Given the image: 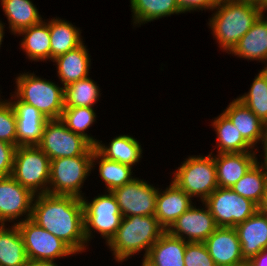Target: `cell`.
Listing matches in <instances>:
<instances>
[{
	"label": "cell",
	"mask_w": 267,
	"mask_h": 266,
	"mask_svg": "<svg viewBox=\"0 0 267 266\" xmlns=\"http://www.w3.org/2000/svg\"><path fill=\"white\" fill-rule=\"evenodd\" d=\"M165 232L155 216L132 215L123 217L116 234L106 245L112 251L113 259L122 263L142 250L145 251L143 257H146Z\"/></svg>",
	"instance_id": "cell-3"
},
{
	"label": "cell",
	"mask_w": 267,
	"mask_h": 266,
	"mask_svg": "<svg viewBox=\"0 0 267 266\" xmlns=\"http://www.w3.org/2000/svg\"><path fill=\"white\" fill-rule=\"evenodd\" d=\"M46 20L20 30L17 34L22 36L20 49H22L26 58L30 61H48L51 60V39L49 25Z\"/></svg>",
	"instance_id": "cell-23"
},
{
	"label": "cell",
	"mask_w": 267,
	"mask_h": 266,
	"mask_svg": "<svg viewBox=\"0 0 267 266\" xmlns=\"http://www.w3.org/2000/svg\"><path fill=\"white\" fill-rule=\"evenodd\" d=\"M261 147L260 149L264 150L263 151V154L262 155H259V156H263L264 159L263 161L264 162H260V161H257L258 163H261V165L267 170V127L265 129V132H264V136L262 138V141H261Z\"/></svg>",
	"instance_id": "cell-41"
},
{
	"label": "cell",
	"mask_w": 267,
	"mask_h": 266,
	"mask_svg": "<svg viewBox=\"0 0 267 266\" xmlns=\"http://www.w3.org/2000/svg\"><path fill=\"white\" fill-rule=\"evenodd\" d=\"M25 266H58L54 261L28 260Z\"/></svg>",
	"instance_id": "cell-42"
},
{
	"label": "cell",
	"mask_w": 267,
	"mask_h": 266,
	"mask_svg": "<svg viewBox=\"0 0 267 266\" xmlns=\"http://www.w3.org/2000/svg\"><path fill=\"white\" fill-rule=\"evenodd\" d=\"M97 164H99V175L105 183L107 192H112L134 179L132 167L103 157L94 147L92 169H95Z\"/></svg>",
	"instance_id": "cell-31"
},
{
	"label": "cell",
	"mask_w": 267,
	"mask_h": 266,
	"mask_svg": "<svg viewBox=\"0 0 267 266\" xmlns=\"http://www.w3.org/2000/svg\"><path fill=\"white\" fill-rule=\"evenodd\" d=\"M95 112L91 107H64L60 120L72 132L81 135L95 146L98 140L85 132L97 120Z\"/></svg>",
	"instance_id": "cell-34"
},
{
	"label": "cell",
	"mask_w": 267,
	"mask_h": 266,
	"mask_svg": "<svg viewBox=\"0 0 267 266\" xmlns=\"http://www.w3.org/2000/svg\"><path fill=\"white\" fill-rule=\"evenodd\" d=\"M262 70H263V71L266 73V75H267V66H264Z\"/></svg>",
	"instance_id": "cell-48"
},
{
	"label": "cell",
	"mask_w": 267,
	"mask_h": 266,
	"mask_svg": "<svg viewBox=\"0 0 267 266\" xmlns=\"http://www.w3.org/2000/svg\"><path fill=\"white\" fill-rule=\"evenodd\" d=\"M247 93L237 97L264 124L267 125V75L261 70L255 76Z\"/></svg>",
	"instance_id": "cell-35"
},
{
	"label": "cell",
	"mask_w": 267,
	"mask_h": 266,
	"mask_svg": "<svg viewBox=\"0 0 267 266\" xmlns=\"http://www.w3.org/2000/svg\"><path fill=\"white\" fill-rule=\"evenodd\" d=\"M187 243L166 231L150 248L146 258L155 266H185L184 255Z\"/></svg>",
	"instance_id": "cell-25"
},
{
	"label": "cell",
	"mask_w": 267,
	"mask_h": 266,
	"mask_svg": "<svg viewBox=\"0 0 267 266\" xmlns=\"http://www.w3.org/2000/svg\"><path fill=\"white\" fill-rule=\"evenodd\" d=\"M212 153L213 150L206 156H188L173 172L171 180L191 198L200 197L201 202L219 187Z\"/></svg>",
	"instance_id": "cell-5"
},
{
	"label": "cell",
	"mask_w": 267,
	"mask_h": 266,
	"mask_svg": "<svg viewBox=\"0 0 267 266\" xmlns=\"http://www.w3.org/2000/svg\"><path fill=\"white\" fill-rule=\"evenodd\" d=\"M130 5L134 27L182 13L176 0H130Z\"/></svg>",
	"instance_id": "cell-30"
},
{
	"label": "cell",
	"mask_w": 267,
	"mask_h": 266,
	"mask_svg": "<svg viewBox=\"0 0 267 266\" xmlns=\"http://www.w3.org/2000/svg\"><path fill=\"white\" fill-rule=\"evenodd\" d=\"M185 266H216L204 243L188 242L184 255Z\"/></svg>",
	"instance_id": "cell-37"
},
{
	"label": "cell",
	"mask_w": 267,
	"mask_h": 266,
	"mask_svg": "<svg viewBox=\"0 0 267 266\" xmlns=\"http://www.w3.org/2000/svg\"><path fill=\"white\" fill-rule=\"evenodd\" d=\"M30 219L63 240L77 254L87 249L81 198L48 193L35 195Z\"/></svg>",
	"instance_id": "cell-1"
},
{
	"label": "cell",
	"mask_w": 267,
	"mask_h": 266,
	"mask_svg": "<svg viewBox=\"0 0 267 266\" xmlns=\"http://www.w3.org/2000/svg\"><path fill=\"white\" fill-rule=\"evenodd\" d=\"M50 162L38 146H18L11 176L34 195L46 194L49 187Z\"/></svg>",
	"instance_id": "cell-7"
},
{
	"label": "cell",
	"mask_w": 267,
	"mask_h": 266,
	"mask_svg": "<svg viewBox=\"0 0 267 266\" xmlns=\"http://www.w3.org/2000/svg\"><path fill=\"white\" fill-rule=\"evenodd\" d=\"M158 188L135 177L131 182L112 191L123 217L155 216Z\"/></svg>",
	"instance_id": "cell-12"
},
{
	"label": "cell",
	"mask_w": 267,
	"mask_h": 266,
	"mask_svg": "<svg viewBox=\"0 0 267 266\" xmlns=\"http://www.w3.org/2000/svg\"><path fill=\"white\" fill-rule=\"evenodd\" d=\"M8 99L16 116L18 146H37L48 119L34 106L20 101L14 94Z\"/></svg>",
	"instance_id": "cell-16"
},
{
	"label": "cell",
	"mask_w": 267,
	"mask_h": 266,
	"mask_svg": "<svg viewBox=\"0 0 267 266\" xmlns=\"http://www.w3.org/2000/svg\"><path fill=\"white\" fill-rule=\"evenodd\" d=\"M92 156L61 157L50 162L48 194L84 197L81 188L92 171Z\"/></svg>",
	"instance_id": "cell-6"
},
{
	"label": "cell",
	"mask_w": 267,
	"mask_h": 266,
	"mask_svg": "<svg viewBox=\"0 0 267 266\" xmlns=\"http://www.w3.org/2000/svg\"><path fill=\"white\" fill-rule=\"evenodd\" d=\"M0 141L17 147L15 111L7 99L0 101Z\"/></svg>",
	"instance_id": "cell-36"
},
{
	"label": "cell",
	"mask_w": 267,
	"mask_h": 266,
	"mask_svg": "<svg viewBox=\"0 0 267 266\" xmlns=\"http://www.w3.org/2000/svg\"><path fill=\"white\" fill-rule=\"evenodd\" d=\"M47 24L51 39V61L84 42L81 30L67 20L53 17L49 21L47 19Z\"/></svg>",
	"instance_id": "cell-26"
},
{
	"label": "cell",
	"mask_w": 267,
	"mask_h": 266,
	"mask_svg": "<svg viewBox=\"0 0 267 266\" xmlns=\"http://www.w3.org/2000/svg\"><path fill=\"white\" fill-rule=\"evenodd\" d=\"M84 44L82 43L52 60L53 63H56L54 65L57 68V76L63 87L89 76L91 56Z\"/></svg>",
	"instance_id": "cell-22"
},
{
	"label": "cell",
	"mask_w": 267,
	"mask_h": 266,
	"mask_svg": "<svg viewBox=\"0 0 267 266\" xmlns=\"http://www.w3.org/2000/svg\"><path fill=\"white\" fill-rule=\"evenodd\" d=\"M92 198V201L82 197L84 209V235L87 241L93 238V232L100 234L107 244L116 234L123 215L114 194L111 191L104 192ZM94 230V231H93ZM93 231V232H92Z\"/></svg>",
	"instance_id": "cell-8"
},
{
	"label": "cell",
	"mask_w": 267,
	"mask_h": 266,
	"mask_svg": "<svg viewBox=\"0 0 267 266\" xmlns=\"http://www.w3.org/2000/svg\"><path fill=\"white\" fill-rule=\"evenodd\" d=\"M264 10H265V12L267 11V0H265V2H264Z\"/></svg>",
	"instance_id": "cell-47"
},
{
	"label": "cell",
	"mask_w": 267,
	"mask_h": 266,
	"mask_svg": "<svg viewBox=\"0 0 267 266\" xmlns=\"http://www.w3.org/2000/svg\"><path fill=\"white\" fill-rule=\"evenodd\" d=\"M213 11L208 25L219 48L226 53H229L258 18L266 13L264 7L256 3L236 0H220Z\"/></svg>",
	"instance_id": "cell-2"
},
{
	"label": "cell",
	"mask_w": 267,
	"mask_h": 266,
	"mask_svg": "<svg viewBox=\"0 0 267 266\" xmlns=\"http://www.w3.org/2000/svg\"><path fill=\"white\" fill-rule=\"evenodd\" d=\"M27 261L24 241L17 225H0V266H25Z\"/></svg>",
	"instance_id": "cell-29"
},
{
	"label": "cell",
	"mask_w": 267,
	"mask_h": 266,
	"mask_svg": "<svg viewBox=\"0 0 267 266\" xmlns=\"http://www.w3.org/2000/svg\"><path fill=\"white\" fill-rule=\"evenodd\" d=\"M217 136V153H243L254 148L243 138L231 120L222 112L211 122Z\"/></svg>",
	"instance_id": "cell-27"
},
{
	"label": "cell",
	"mask_w": 267,
	"mask_h": 266,
	"mask_svg": "<svg viewBox=\"0 0 267 266\" xmlns=\"http://www.w3.org/2000/svg\"><path fill=\"white\" fill-rule=\"evenodd\" d=\"M34 197L29 189L21 186L12 176L0 177V225H7L6 222L16 225L30 219Z\"/></svg>",
	"instance_id": "cell-13"
},
{
	"label": "cell",
	"mask_w": 267,
	"mask_h": 266,
	"mask_svg": "<svg viewBox=\"0 0 267 266\" xmlns=\"http://www.w3.org/2000/svg\"><path fill=\"white\" fill-rule=\"evenodd\" d=\"M266 182L267 170L256 162L231 189L259 206L264 197Z\"/></svg>",
	"instance_id": "cell-33"
},
{
	"label": "cell",
	"mask_w": 267,
	"mask_h": 266,
	"mask_svg": "<svg viewBox=\"0 0 267 266\" xmlns=\"http://www.w3.org/2000/svg\"><path fill=\"white\" fill-rule=\"evenodd\" d=\"M16 225L23 238L28 260L55 261L77 254L63 240L38 226L31 219Z\"/></svg>",
	"instance_id": "cell-11"
},
{
	"label": "cell",
	"mask_w": 267,
	"mask_h": 266,
	"mask_svg": "<svg viewBox=\"0 0 267 266\" xmlns=\"http://www.w3.org/2000/svg\"><path fill=\"white\" fill-rule=\"evenodd\" d=\"M220 0H176L179 9L182 13L198 11V10H210L216 7Z\"/></svg>",
	"instance_id": "cell-39"
},
{
	"label": "cell",
	"mask_w": 267,
	"mask_h": 266,
	"mask_svg": "<svg viewBox=\"0 0 267 266\" xmlns=\"http://www.w3.org/2000/svg\"><path fill=\"white\" fill-rule=\"evenodd\" d=\"M245 266H267V248L248 259Z\"/></svg>",
	"instance_id": "cell-40"
},
{
	"label": "cell",
	"mask_w": 267,
	"mask_h": 266,
	"mask_svg": "<svg viewBox=\"0 0 267 266\" xmlns=\"http://www.w3.org/2000/svg\"><path fill=\"white\" fill-rule=\"evenodd\" d=\"M236 1L252 2V3H256L262 7L264 6V2H265V0H236Z\"/></svg>",
	"instance_id": "cell-45"
},
{
	"label": "cell",
	"mask_w": 267,
	"mask_h": 266,
	"mask_svg": "<svg viewBox=\"0 0 267 266\" xmlns=\"http://www.w3.org/2000/svg\"><path fill=\"white\" fill-rule=\"evenodd\" d=\"M14 95L22 102L34 106L48 120L60 119L64 104V87L35 73H20L15 78Z\"/></svg>",
	"instance_id": "cell-4"
},
{
	"label": "cell",
	"mask_w": 267,
	"mask_h": 266,
	"mask_svg": "<svg viewBox=\"0 0 267 266\" xmlns=\"http://www.w3.org/2000/svg\"><path fill=\"white\" fill-rule=\"evenodd\" d=\"M100 90L97 83L89 76L73 82L64 87L65 107L93 108L101 96Z\"/></svg>",
	"instance_id": "cell-32"
},
{
	"label": "cell",
	"mask_w": 267,
	"mask_h": 266,
	"mask_svg": "<svg viewBox=\"0 0 267 266\" xmlns=\"http://www.w3.org/2000/svg\"><path fill=\"white\" fill-rule=\"evenodd\" d=\"M263 13L228 54L267 66V16ZM266 16V17H265Z\"/></svg>",
	"instance_id": "cell-21"
},
{
	"label": "cell",
	"mask_w": 267,
	"mask_h": 266,
	"mask_svg": "<svg viewBox=\"0 0 267 266\" xmlns=\"http://www.w3.org/2000/svg\"><path fill=\"white\" fill-rule=\"evenodd\" d=\"M5 23H3L0 19V47L2 45L3 37H4Z\"/></svg>",
	"instance_id": "cell-44"
},
{
	"label": "cell",
	"mask_w": 267,
	"mask_h": 266,
	"mask_svg": "<svg viewBox=\"0 0 267 266\" xmlns=\"http://www.w3.org/2000/svg\"><path fill=\"white\" fill-rule=\"evenodd\" d=\"M7 18L9 29L15 36L20 30L31 27L43 20L31 0H0Z\"/></svg>",
	"instance_id": "cell-28"
},
{
	"label": "cell",
	"mask_w": 267,
	"mask_h": 266,
	"mask_svg": "<svg viewBox=\"0 0 267 266\" xmlns=\"http://www.w3.org/2000/svg\"><path fill=\"white\" fill-rule=\"evenodd\" d=\"M50 160L61 157L93 155L94 146L68 129L60 119L48 120L37 145Z\"/></svg>",
	"instance_id": "cell-9"
},
{
	"label": "cell",
	"mask_w": 267,
	"mask_h": 266,
	"mask_svg": "<svg viewBox=\"0 0 267 266\" xmlns=\"http://www.w3.org/2000/svg\"><path fill=\"white\" fill-rule=\"evenodd\" d=\"M203 243L216 266L246 265L234 227H218Z\"/></svg>",
	"instance_id": "cell-15"
},
{
	"label": "cell",
	"mask_w": 267,
	"mask_h": 266,
	"mask_svg": "<svg viewBox=\"0 0 267 266\" xmlns=\"http://www.w3.org/2000/svg\"><path fill=\"white\" fill-rule=\"evenodd\" d=\"M204 203L218 227H235L259 210V206L250 199L224 187H218Z\"/></svg>",
	"instance_id": "cell-10"
},
{
	"label": "cell",
	"mask_w": 267,
	"mask_h": 266,
	"mask_svg": "<svg viewBox=\"0 0 267 266\" xmlns=\"http://www.w3.org/2000/svg\"><path fill=\"white\" fill-rule=\"evenodd\" d=\"M223 113L231 120L232 124L254 150H257L267 125L237 98L229 103Z\"/></svg>",
	"instance_id": "cell-20"
},
{
	"label": "cell",
	"mask_w": 267,
	"mask_h": 266,
	"mask_svg": "<svg viewBox=\"0 0 267 266\" xmlns=\"http://www.w3.org/2000/svg\"><path fill=\"white\" fill-rule=\"evenodd\" d=\"M16 146L0 141V177L12 175Z\"/></svg>",
	"instance_id": "cell-38"
},
{
	"label": "cell",
	"mask_w": 267,
	"mask_h": 266,
	"mask_svg": "<svg viewBox=\"0 0 267 266\" xmlns=\"http://www.w3.org/2000/svg\"><path fill=\"white\" fill-rule=\"evenodd\" d=\"M257 151L213 154L219 187L232 188L258 161Z\"/></svg>",
	"instance_id": "cell-18"
},
{
	"label": "cell",
	"mask_w": 267,
	"mask_h": 266,
	"mask_svg": "<svg viewBox=\"0 0 267 266\" xmlns=\"http://www.w3.org/2000/svg\"><path fill=\"white\" fill-rule=\"evenodd\" d=\"M202 203L203 208L192 205L172 224L167 232L186 242L203 243L218 226L207 205Z\"/></svg>",
	"instance_id": "cell-14"
},
{
	"label": "cell",
	"mask_w": 267,
	"mask_h": 266,
	"mask_svg": "<svg viewBox=\"0 0 267 266\" xmlns=\"http://www.w3.org/2000/svg\"><path fill=\"white\" fill-rule=\"evenodd\" d=\"M95 149L105 158L117 161L133 168L142 159V146L131 135H119L114 137L108 145L98 140Z\"/></svg>",
	"instance_id": "cell-24"
},
{
	"label": "cell",
	"mask_w": 267,
	"mask_h": 266,
	"mask_svg": "<svg viewBox=\"0 0 267 266\" xmlns=\"http://www.w3.org/2000/svg\"><path fill=\"white\" fill-rule=\"evenodd\" d=\"M159 189L156 197L155 217L167 231L194 204L192 202L194 199L172 181L166 189Z\"/></svg>",
	"instance_id": "cell-17"
},
{
	"label": "cell",
	"mask_w": 267,
	"mask_h": 266,
	"mask_svg": "<svg viewBox=\"0 0 267 266\" xmlns=\"http://www.w3.org/2000/svg\"><path fill=\"white\" fill-rule=\"evenodd\" d=\"M234 228L245 261L267 248V214L258 210L253 216Z\"/></svg>",
	"instance_id": "cell-19"
},
{
	"label": "cell",
	"mask_w": 267,
	"mask_h": 266,
	"mask_svg": "<svg viewBox=\"0 0 267 266\" xmlns=\"http://www.w3.org/2000/svg\"><path fill=\"white\" fill-rule=\"evenodd\" d=\"M141 266H155V265L150 260H148L146 257H143Z\"/></svg>",
	"instance_id": "cell-46"
},
{
	"label": "cell",
	"mask_w": 267,
	"mask_h": 266,
	"mask_svg": "<svg viewBox=\"0 0 267 266\" xmlns=\"http://www.w3.org/2000/svg\"><path fill=\"white\" fill-rule=\"evenodd\" d=\"M259 210L261 212L267 214V182H266V186H265V192H264L263 200H262L261 204L259 205Z\"/></svg>",
	"instance_id": "cell-43"
}]
</instances>
